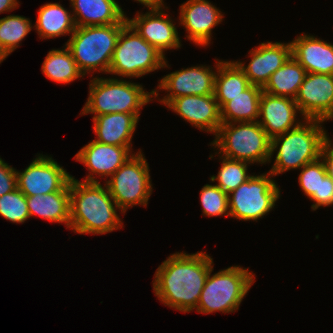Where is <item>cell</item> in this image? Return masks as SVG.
I'll return each instance as SVG.
<instances>
[{
	"label": "cell",
	"mask_w": 333,
	"mask_h": 333,
	"mask_svg": "<svg viewBox=\"0 0 333 333\" xmlns=\"http://www.w3.org/2000/svg\"><path fill=\"white\" fill-rule=\"evenodd\" d=\"M17 173V188L27 197L63 191L72 175L52 157L39 154L28 167Z\"/></svg>",
	"instance_id": "8fae6325"
},
{
	"label": "cell",
	"mask_w": 333,
	"mask_h": 333,
	"mask_svg": "<svg viewBox=\"0 0 333 333\" xmlns=\"http://www.w3.org/2000/svg\"><path fill=\"white\" fill-rule=\"evenodd\" d=\"M291 45L292 56L307 73L333 75V44L303 33Z\"/></svg>",
	"instance_id": "ffe728a7"
},
{
	"label": "cell",
	"mask_w": 333,
	"mask_h": 333,
	"mask_svg": "<svg viewBox=\"0 0 333 333\" xmlns=\"http://www.w3.org/2000/svg\"><path fill=\"white\" fill-rule=\"evenodd\" d=\"M306 74V70L291 56L270 76L262 90L274 96L295 99Z\"/></svg>",
	"instance_id": "4316f807"
},
{
	"label": "cell",
	"mask_w": 333,
	"mask_h": 333,
	"mask_svg": "<svg viewBox=\"0 0 333 333\" xmlns=\"http://www.w3.org/2000/svg\"><path fill=\"white\" fill-rule=\"evenodd\" d=\"M141 3L142 5L148 7L149 9H160L164 8L163 0H135Z\"/></svg>",
	"instance_id": "74e56055"
},
{
	"label": "cell",
	"mask_w": 333,
	"mask_h": 333,
	"mask_svg": "<svg viewBox=\"0 0 333 333\" xmlns=\"http://www.w3.org/2000/svg\"><path fill=\"white\" fill-rule=\"evenodd\" d=\"M310 199L315 202L311 205L313 211L320 206L333 205V180L328 174L320 180L319 195H312Z\"/></svg>",
	"instance_id": "836d02e7"
},
{
	"label": "cell",
	"mask_w": 333,
	"mask_h": 333,
	"mask_svg": "<svg viewBox=\"0 0 333 333\" xmlns=\"http://www.w3.org/2000/svg\"><path fill=\"white\" fill-rule=\"evenodd\" d=\"M76 27L127 24V17L115 0H70Z\"/></svg>",
	"instance_id": "44dd1931"
},
{
	"label": "cell",
	"mask_w": 333,
	"mask_h": 333,
	"mask_svg": "<svg viewBox=\"0 0 333 333\" xmlns=\"http://www.w3.org/2000/svg\"><path fill=\"white\" fill-rule=\"evenodd\" d=\"M268 172L252 175L228 194L229 217L238 220L257 221L272 211L280 197V190Z\"/></svg>",
	"instance_id": "30bf717a"
},
{
	"label": "cell",
	"mask_w": 333,
	"mask_h": 333,
	"mask_svg": "<svg viewBox=\"0 0 333 333\" xmlns=\"http://www.w3.org/2000/svg\"><path fill=\"white\" fill-rule=\"evenodd\" d=\"M215 75L210 66H194L164 76L157 89L169 92L160 103L167 105L172 99L186 95L214 94Z\"/></svg>",
	"instance_id": "4fadbf2b"
},
{
	"label": "cell",
	"mask_w": 333,
	"mask_h": 333,
	"mask_svg": "<svg viewBox=\"0 0 333 333\" xmlns=\"http://www.w3.org/2000/svg\"><path fill=\"white\" fill-rule=\"evenodd\" d=\"M163 9H149L145 14L138 12L132 19L127 17V22L164 55L166 50L180 48L181 40L173 19L169 18Z\"/></svg>",
	"instance_id": "9a60e30c"
},
{
	"label": "cell",
	"mask_w": 333,
	"mask_h": 333,
	"mask_svg": "<svg viewBox=\"0 0 333 333\" xmlns=\"http://www.w3.org/2000/svg\"><path fill=\"white\" fill-rule=\"evenodd\" d=\"M17 188L16 170L0 158V197Z\"/></svg>",
	"instance_id": "e575fe53"
},
{
	"label": "cell",
	"mask_w": 333,
	"mask_h": 333,
	"mask_svg": "<svg viewBox=\"0 0 333 333\" xmlns=\"http://www.w3.org/2000/svg\"><path fill=\"white\" fill-rule=\"evenodd\" d=\"M323 122L317 119H305L296 128L273 137L270 159L275 150L277 154L269 172L276 176L290 169H300L318 160L328 138L321 125Z\"/></svg>",
	"instance_id": "3957f363"
},
{
	"label": "cell",
	"mask_w": 333,
	"mask_h": 333,
	"mask_svg": "<svg viewBox=\"0 0 333 333\" xmlns=\"http://www.w3.org/2000/svg\"><path fill=\"white\" fill-rule=\"evenodd\" d=\"M32 30L30 19L20 15H8L0 19V45L7 55L12 53L19 43Z\"/></svg>",
	"instance_id": "f1b7e54d"
},
{
	"label": "cell",
	"mask_w": 333,
	"mask_h": 333,
	"mask_svg": "<svg viewBox=\"0 0 333 333\" xmlns=\"http://www.w3.org/2000/svg\"><path fill=\"white\" fill-rule=\"evenodd\" d=\"M214 96L221 108L226 102L246 90L251 84L235 61L217 60Z\"/></svg>",
	"instance_id": "cb8c5ba5"
},
{
	"label": "cell",
	"mask_w": 333,
	"mask_h": 333,
	"mask_svg": "<svg viewBox=\"0 0 333 333\" xmlns=\"http://www.w3.org/2000/svg\"><path fill=\"white\" fill-rule=\"evenodd\" d=\"M7 54H6V52L4 51V49L1 47V45H0V63L3 61V60H5V58H7Z\"/></svg>",
	"instance_id": "f35d334b"
},
{
	"label": "cell",
	"mask_w": 333,
	"mask_h": 333,
	"mask_svg": "<svg viewBox=\"0 0 333 333\" xmlns=\"http://www.w3.org/2000/svg\"><path fill=\"white\" fill-rule=\"evenodd\" d=\"M89 83V97L81 111L100 116L109 113L140 114V109L158 96V90L147 92L141 84L118 78L94 77Z\"/></svg>",
	"instance_id": "277c9868"
},
{
	"label": "cell",
	"mask_w": 333,
	"mask_h": 333,
	"mask_svg": "<svg viewBox=\"0 0 333 333\" xmlns=\"http://www.w3.org/2000/svg\"><path fill=\"white\" fill-rule=\"evenodd\" d=\"M139 150L121 165L110 180L105 181L109 193L121 213L135 205L147 206L152 194L148 163Z\"/></svg>",
	"instance_id": "9c48e42d"
},
{
	"label": "cell",
	"mask_w": 333,
	"mask_h": 333,
	"mask_svg": "<svg viewBox=\"0 0 333 333\" xmlns=\"http://www.w3.org/2000/svg\"><path fill=\"white\" fill-rule=\"evenodd\" d=\"M302 119H333V75L307 73L295 97Z\"/></svg>",
	"instance_id": "7c38bea8"
},
{
	"label": "cell",
	"mask_w": 333,
	"mask_h": 333,
	"mask_svg": "<svg viewBox=\"0 0 333 333\" xmlns=\"http://www.w3.org/2000/svg\"><path fill=\"white\" fill-rule=\"evenodd\" d=\"M210 145L228 159L253 164L271 161V138L258 121L222 123Z\"/></svg>",
	"instance_id": "8992f818"
},
{
	"label": "cell",
	"mask_w": 333,
	"mask_h": 333,
	"mask_svg": "<svg viewBox=\"0 0 333 333\" xmlns=\"http://www.w3.org/2000/svg\"><path fill=\"white\" fill-rule=\"evenodd\" d=\"M299 174V185L304 194L310 198L312 195H319L320 180L327 174L326 164L322 157L318 160L304 165Z\"/></svg>",
	"instance_id": "d6a6232c"
},
{
	"label": "cell",
	"mask_w": 333,
	"mask_h": 333,
	"mask_svg": "<svg viewBox=\"0 0 333 333\" xmlns=\"http://www.w3.org/2000/svg\"><path fill=\"white\" fill-rule=\"evenodd\" d=\"M331 145H333V144L328 137L324 144V148L322 150L321 157L323 158V160L326 164L328 175L333 180V146H331Z\"/></svg>",
	"instance_id": "d590c367"
},
{
	"label": "cell",
	"mask_w": 333,
	"mask_h": 333,
	"mask_svg": "<svg viewBox=\"0 0 333 333\" xmlns=\"http://www.w3.org/2000/svg\"><path fill=\"white\" fill-rule=\"evenodd\" d=\"M205 252H176L157 268L153 280L155 296L161 303L180 312L197 308L205 281L213 266Z\"/></svg>",
	"instance_id": "6da1fadb"
},
{
	"label": "cell",
	"mask_w": 333,
	"mask_h": 333,
	"mask_svg": "<svg viewBox=\"0 0 333 333\" xmlns=\"http://www.w3.org/2000/svg\"><path fill=\"white\" fill-rule=\"evenodd\" d=\"M132 146H117L91 141L75 155V160L83 163L90 171L84 182H99L98 175L106 178L116 172L133 155ZM96 178V179H95Z\"/></svg>",
	"instance_id": "5bb4252c"
},
{
	"label": "cell",
	"mask_w": 333,
	"mask_h": 333,
	"mask_svg": "<svg viewBox=\"0 0 333 333\" xmlns=\"http://www.w3.org/2000/svg\"><path fill=\"white\" fill-rule=\"evenodd\" d=\"M165 55L149 44L127 23L121 30L110 62L109 74L142 77L168 67Z\"/></svg>",
	"instance_id": "ba28073f"
},
{
	"label": "cell",
	"mask_w": 333,
	"mask_h": 333,
	"mask_svg": "<svg viewBox=\"0 0 333 333\" xmlns=\"http://www.w3.org/2000/svg\"><path fill=\"white\" fill-rule=\"evenodd\" d=\"M26 200L30 217L38 215L52 223H63L69 228L70 185L63 191L27 196Z\"/></svg>",
	"instance_id": "603a6c76"
},
{
	"label": "cell",
	"mask_w": 333,
	"mask_h": 333,
	"mask_svg": "<svg viewBox=\"0 0 333 333\" xmlns=\"http://www.w3.org/2000/svg\"><path fill=\"white\" fill-rule=\"evenodd\" d=\"M222 159L221 168L218 171L217 176H212L210 180L215 182L219 188H221L225 193L229 194L235 190L239 185L246 182L251 178L252 175L247 173L248 162L232 160L225 157H220Z\"/></svg>",
	"instance_id": "f546056e"
},
{
	"label": "cell",
	"mask_w": 333,
	"mask_h": 333,
	"mask_svg": "<svg viewBox=\"0 0 333 333\" xmlns=\"http://www.w3.org/2000/svg\"><path fill=\"white\" fill-rule=\"evenodd\" d=\"M59 3H47L38 10L34 28L40 39L72 34L76 28L73 15Z\"/></svg>",
	"instance_id": "484cf974"
},
{
	"label": "cell",
	"mask_w": 333,
	"mask_h": 333,
	"mask_svg": "<svg viewBox=\"0 0 333 333\" xmlns=\"http://www.w3.org/2000/svg\"><path fill=\"white\" fill-rule=\"evenodd\" d=\"M126 24L76 27L66 46L80 72L108 73L118 37Z\"/></svg>",
	"instance_id": "5b68a950"
},
{
	"label": "cell",
	"mask_w": 333,
	"mask_h": 333,
	"mask_svg": "<svg viewBox=\"0 0 333 333\" xmlns=\"http://www.w3.org/2000/svg\"><path fill=\"white\" fill-rule=\"evenodd\" d=\"M297 113L300 114L294 99L262 92L258 122L271 139L296 128L301 123L296 121Z\"/></svg>",
	"instance_id": "d6986e66"
},
{
	"label": "cell",
	"mask_w": 333,
	"mask_h": 333,
	"mask_svg": "<svg viewBox=\"0 0 333 333\" xmlns=\"http://www.w3.org/2000/svg\"><path fill=\"white\" fill-rule=\"evenodd\" d=\"M180 24L185 27L186 38L199 46H208L212 29L223 20V14L208 0H188L180 6Z\"/></svg>",
	"instance_id": "ac0fdd59"
},
{
	"label": "cell",
	"mask_w": 333,
	"mask_h": 333,
	"mask_svg": "<svg viewBox=\"0 0 333 333\" xmlns=\"http://www.w3.org/2000/svg\"><path fill=\"white\" fill-rule=\"evenodd\" d=\"M251 61L244 65L235 61L243 70L251 85L264 87L270 76L292 56L290 43L267 42L249 51Z\"/></svg>",
	"instance_id": "2e32d148"
},
{
	"label": "cell",
	"mask_w": 333,
	"mask_h": 333,
	"mask_svg": "<svg viewBox=\"0 0 333 333\" xmlns=\"http://www.w3.org/2000/svg\"><path fill=\"white\" fill-rule=\"evenodd\" d=\"M0 215L13 223L30 218L26 196L18 188L0 197Z\"/></svg>",
	"instance_id": "4dcf8cb0"
},
{
	"label": "cell",
	"mask_w": 333,
	"mask_h": 333,
	"mask_svg": "<svg viewBox=\"0 0 333 333\" xmlns=\"http://www.w3.org/2000/svg\"><path fill=\"white\" fill-rule=\"evenodd\" d=\"M166 106L192 126L215 135L222 124L214 94L181 96L172 99Z\"/></svg>",
	"instance_id": "e0dca14e"
},
{
	"label": "cell",
	"mask_w": 333,
	"mask_h": 333,
	"mask_svg": "<svg viewBox=\"0 0 333 333\" xmlns=\"http://www.w3.org/2000/svg\"><path fill=\"white\" fill-rule=\"evenodd\" d=\"M262 87L250 85L220 108L222 123H238L259 120Z\"/></svg>",
	"instance_id": "d4e9b609"
},
{
	"label": "cell",
	"mask_w": 333,
	"mask_h": 333,
	"mask_svg": "<svg viewBox=\"0 0 333 333\" xmlns=\"http://www.w3.org/2000/svg\"><path fill=\"white\" fill-rule=\"evenodd\" d=\"M200 200L205 216H229L228 194L217 185H204L200 191Z\"/></svg>",
	"instance_id": "1f68e13d"
},
{
	"label": "cell",
	"mask_w": 333,
	"mask_h": 333,
	"mask_svg": "<svg viewBox=\"0 0 333 333\" xmlns=\"http://www.w3.org/2000/svg\"><path fill=\"white\" fill-rule=\"evenodd\" d=\"M140 114L109 113L95 116L93 130L100 143L131 146L132 136L137 127Z\"/></svg>",
	"instance_id": "7402d4cb"
},
{
	"label": "cell",
	"mask_w": 333,
	"mask_h": 333,
	"mask_svg": "<svg viewBox=\"0 0 333 333\" xmlns=\"http://www.w3.org/2000/svg\"><path fill=\"white\" fill-rule=\"evenodd\" d=\"M212 271L213 266L200 294L196 312H235L254 283L255 274L237 265L211 275Z\"/></svg>",
	"instance_id": "52a82bcc"
},
{
	"label": "cell",
	"mask_w": 333,
	"mask_h": 333,
	"mask_svg": "<svg viewBox=\"0 0 333 333\" xmlns=\"http://www.w3.org/2000/svg\"><path fill=\"white\" fill-rule=\"evenodd\" d=\"M42 73L51 81L62 84H68L79 77H84L66 46L64 49L49 51L42 64Z\"/></svg>",
	"instance_id": "83f0119b"
},
{
	"label": "cell",
	"mask_w": 333,
	"mask_h": 333,
	"mask_svg": "<svg viewBox=\"0 0 333 333\" xmlns=\"http://www.w3.org/2000/svg\"><path fill=\"white\" fill-rule=\"evenodd\" d=\"M118 205L100 182L70 180V226L79 234H107L123 226ZM122 225V226H121Z\"/></svg>",
	"instance_id": "7a4b0ae2"
},
{
	"label": "cell",
	"mask_w": 333,
	"mask_h": 333,
	"mask_svg": "<svg viewBox=\"0 0 333 333\" xmlns=\"http://www.w3.org/2000/svg\"><path fill=\"white\" fill-rule=\"evenodd\" d=\"M19 3L17 0H0V14L4 12H11L16 9Z\"/></svg>",
	"instance_id": "8d00e7d4"
}]
</instances>
